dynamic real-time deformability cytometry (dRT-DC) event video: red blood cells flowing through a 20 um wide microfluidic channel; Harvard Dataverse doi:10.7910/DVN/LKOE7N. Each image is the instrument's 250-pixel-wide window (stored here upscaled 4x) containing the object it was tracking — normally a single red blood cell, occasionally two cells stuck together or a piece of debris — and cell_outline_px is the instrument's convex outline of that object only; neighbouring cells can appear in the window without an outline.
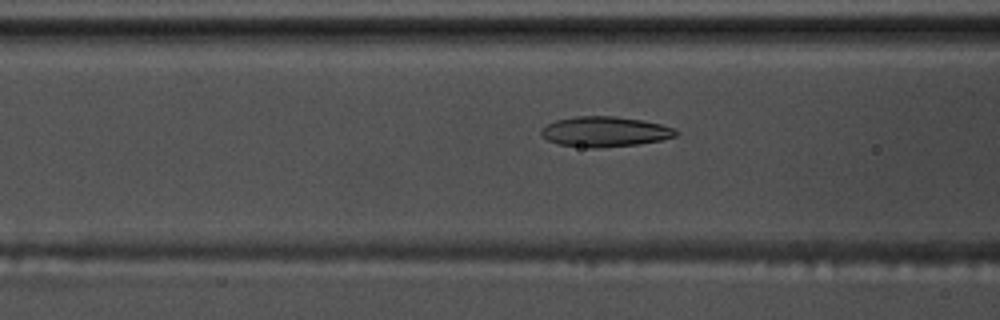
{"species": "common noctule bat (a hibernating species)", "species_latin": "Nyctalus noctula", "temperature_condition": "warm", "stored_images_in_passage": 57, "camera_frame_rate_fps": 3000, "um_per_image_px": 0.085, "animal": {"sex": "male", "body_mass_g": 17.5, "forearm_length_mm": 52.3}, "frame": {"image": 1, "passage_image": 23, "time_ms": 7.333, "image_size_px": [1000, 320], "cell_outline_px": [[680, 132], [676, 136], [660, 140], [636, 144], [600, 148], [588, 148], [560, 144], [548, 140], [540, 132], [548, 124], [556, 120], [576, 116], [612, 116], [640, 120], [660, 124], [672, 128]], "centroid_in_image_um": [51.42, 11.19], "position_along_channel_um": 115.2, "area_um2": 23.35}}
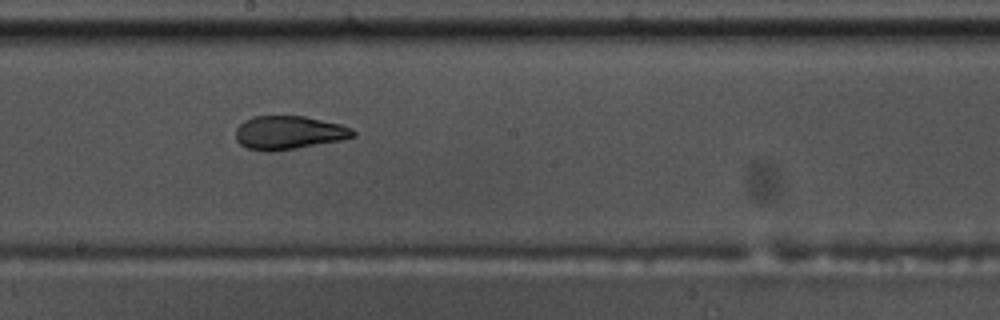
{"frame": {"image": 2, "passage_image": 32, "time_ms": 10.333, "image_size_px": [1000, 320], "cell_outline_px": [[356, 136], [340, 140], [296, 148], [272, 152], [264, 152], [248, 148], [240, 144], [236, 140], [236, 128], [244, 120], [252, 116], [304, 116], [340, 124], [352, 128], [356, 132]], "centroid_in_image_um": [24.53, 11.27], "position_along_channel_um": 223.7, "area_um2": 22.95}}
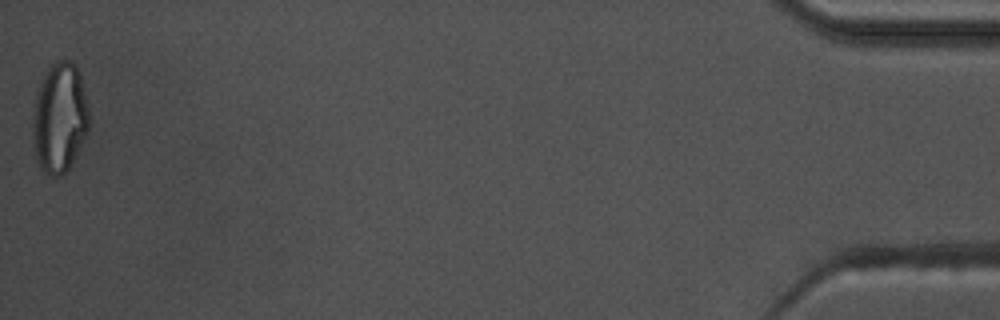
{"frame": {"image": 3, "passage_image": 57, "time_ms": 18.667, "image_size_px": [1000, 320], "cell_outline_px": [[92, 120], [88, 132], [68, 168], [60, 176], [52, 176], [44, 172], [40, 168], [36, 160], [32, 132], [32, 116], [36, 92], [48, 68], [56, 60], [72, 60], [76, 64], [80, 76], [92, 116]], "centroid_in_image_um": [5.08, 9.99], "position_along_channel_um": 430.1, "area_um2": 36.65}, "authors_computed_cell_mechanics": {"area_um2": 23.6402, "velocity_mm_per_s": 3.6278, "shape_relaxation_time_tau1_ms": null, "shape_relaxation_time_tau2_ms": 1.5107, "deformation_change_tau1": null, "deformation_change_tau2": 0.0827}}